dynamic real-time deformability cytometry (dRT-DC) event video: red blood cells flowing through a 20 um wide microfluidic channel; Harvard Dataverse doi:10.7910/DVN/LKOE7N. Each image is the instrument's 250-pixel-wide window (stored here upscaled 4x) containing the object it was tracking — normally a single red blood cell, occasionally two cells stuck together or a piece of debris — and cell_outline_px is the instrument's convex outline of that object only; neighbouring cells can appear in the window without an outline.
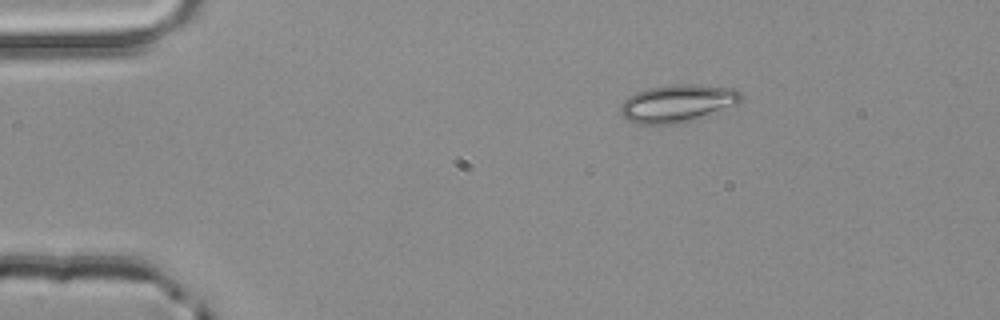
{"species": "common noctule bat (a hibernating species)", "species_latin": "Nyctalus noctula", "temperature_condition": "room temperature", "stored_images_in_passage": 3, "camera_frame_rate_fps": 3000, "um_per_image_px": 0.085, "animal": {"sex": "male", "body_mass_g": 20.4}, "frame": {"image": 1, "passage_image": 1, "time_ms": 0.0, "image_size_px": [1000, 320], "cell_outline_px": [[744, 96], [736, 104], [720, 112], [676, 124], [632, 124], [620, 112], [620, 104], [628, 96], [636, 92], [648, 88], [672, 84], [696, 84], [736, 88]], "centroid_in_image_um": [57.59, 8.78], "position_along_channel_um": 27.4, "area_um2": 26.76}}